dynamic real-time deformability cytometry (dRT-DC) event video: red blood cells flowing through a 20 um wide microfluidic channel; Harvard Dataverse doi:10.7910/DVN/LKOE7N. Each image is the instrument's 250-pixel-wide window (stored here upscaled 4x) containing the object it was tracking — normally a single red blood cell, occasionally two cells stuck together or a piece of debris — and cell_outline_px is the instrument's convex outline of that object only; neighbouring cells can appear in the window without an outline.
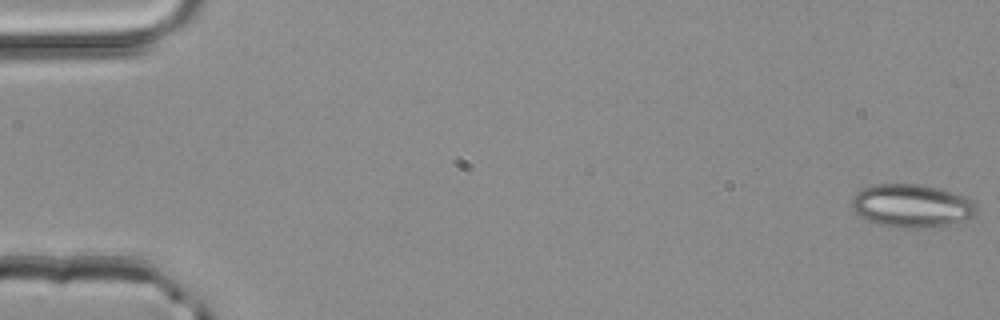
{"species": "common noctule bat (a hibernating species)", "species_latin": "Nyctalus noctula", "temperature_condition": "room temperature", "stored_images_in_passage": 51, "camera_frame_rate_fps": 3000, "um_per_image_px": 0.085, "animal": {"sex": "male", "body_mass_g": 20.4}, "frame": {"image": 1, "passage_image": 1, "time_ms": 0.0, "image_size_px": [1000, 320], "cell_outline_px": [[976, 212], [972, 216], [964, 220], [948, 224], [924, 228], [900, 228], [880, 224], [868, 220], [860, 216], [848, 204], [852, 196], [860, 188], [876, 184], [916, 184], [940, 188], [964, 196], [972, 200], [976, 204]], "centroid_in_image_um": [77.44, 17.48], "position_along_channel_um": 7.6, "area_um2": 31.5}}
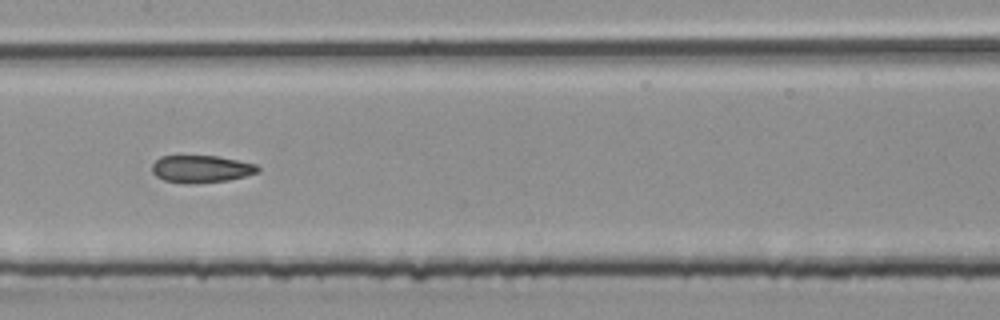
{"frame": {"image": 2, "passage_image": 26, "time_ms": 8.333, "image_size_px": [1000, 320], "cell_outline_px": [[260, 172], [228, 180], [192, 184], [184, 184], [164, 180], [156, 176], [152, 172], [152, 164], [160, 156], [220, 156], [256, 164], [260, 168]], "centroid_in_image_um": [17.1, 14.36], "position_along_channel_um": 190.3, "area_um2": 16.99}}
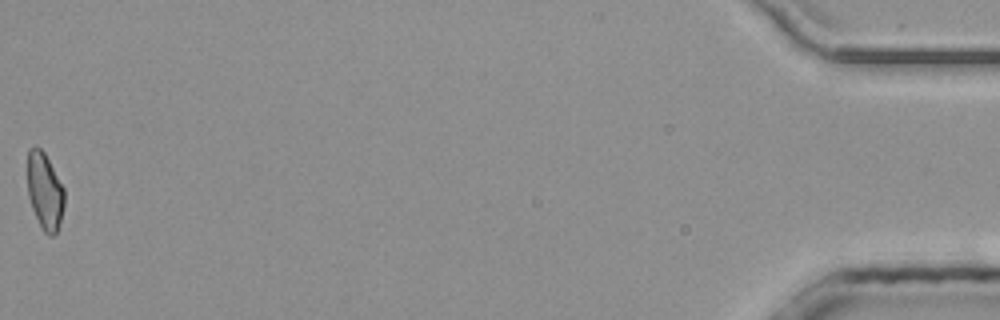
{"frame": {"image": 3, "passage_image": 51, "time_ms": 16.667, "image_size_px": [1000, 320], "cell_outline_px": [[64, 204], [60, 220], [56, 232], [52, 236], [48, 236], [44, 232], [32, 208], [28, 196], [28, 148], [36, 144], [44, 152], [64, 188]], "centroid_in_image_um": [3.79, 16.21], "position_along_channel_um": 431.4, "area_um2": 16.36}, "authors_computed_cell_mechanics": {"area_um2": 17.629, "velocity_mm_per_s": 4.158, "shape_relaxation_time_tau1_ms": null, "shape_relaxation_time_tau2_ms": 3.1217, "deformation_change_tau1": null, "deformation_change_tau2": 0.0962}}